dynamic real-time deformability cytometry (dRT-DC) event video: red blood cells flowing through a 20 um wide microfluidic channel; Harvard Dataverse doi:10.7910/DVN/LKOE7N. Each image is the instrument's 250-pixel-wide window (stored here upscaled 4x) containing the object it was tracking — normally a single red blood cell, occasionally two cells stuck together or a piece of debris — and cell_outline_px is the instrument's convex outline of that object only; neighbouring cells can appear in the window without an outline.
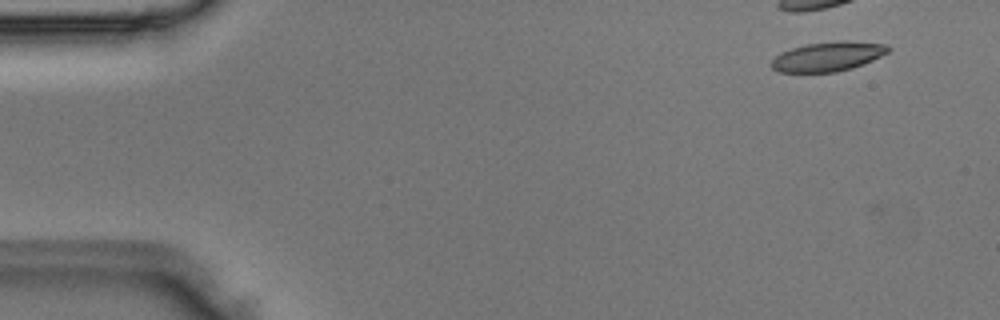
{"species": "Egyptian fruit bat (a non-hibernating species)", "species_latin": "Rousettus aegyptiacus", "temperature_condition": "room temperature", "stored_images_in_passage": 3, "segment_of_instrument_passage": [2, 2], "camera_frame_rate_fps": 3000, "um_per_image_px": 0.085, "animal": {"sex": "male"}, "frame": {"image": 1, "passage_image": 3, "time_ms": 0.667, "image_size_px": [1000, 320], "cell_outline_px": [[892, 48], [888, 52], [864, 64], [852, 68], [836, 72], [780, 72], [772, 68], [768, 64], [776, 56], [792, 48], [808, 44], [844, 40], [888, 44]], "centroid_in_image_um": [70.4, 4.8], "position_along_channel_um": 14.6, "area_um2": 20.0}}